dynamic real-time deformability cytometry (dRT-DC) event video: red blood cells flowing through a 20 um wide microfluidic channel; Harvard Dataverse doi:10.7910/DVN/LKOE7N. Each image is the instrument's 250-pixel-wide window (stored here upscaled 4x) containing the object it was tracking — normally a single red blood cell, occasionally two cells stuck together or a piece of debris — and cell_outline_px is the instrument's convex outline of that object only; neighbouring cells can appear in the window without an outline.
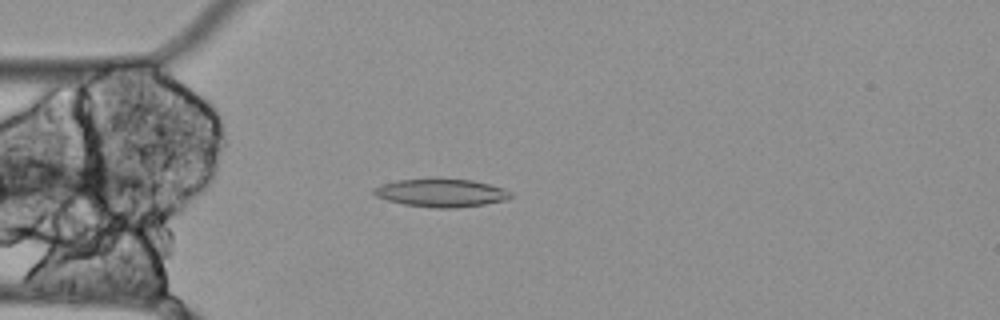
{"species": "Egyptian fruit bat (a non-hibernating species)", "species_latin": "Rousettus aegyptiacus", "temperature_condition": "cold", "stored_images_in_passage": 44, "camera_frame_rate_fps": 3000, "um_per_image_px": 0.085, "animal": {"sex": "female"}, "frame": {"image": 1, "passage_image": 3, "time_ms": 0.667, "image_size_px": [1000, 320], "cell_outline_px": [[512, 196], [504, 200], [484, 204], [456, 208], [436, 208], [404, 204], [388, 200], [376, 196], [372, 192], [372, 188], [380, 184], [396, 180], [472, 180], [504, 188], [512, 192]], "centroid_in_image_um": [37.48, 16.41], "position_along_channel_um": 47.5, "area_um2": 21.96}}
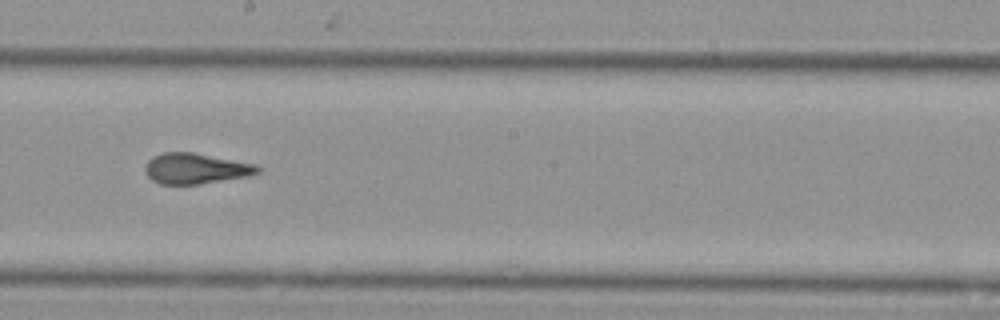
{"frame": {"image": 2, "passage_image": 19, "time_ms": 6.0, "image_size_px": [1000, 320], "cell_outline_px": [[260, 172], [248, 176], [200, 184], [160, 184], [152, 180], [148, 176], [144, 168], [148, 160], [152, 156], [164, 152], [192, 152], [256, 164], [260, 168]], "centroid_in_image_um": [16.62, 14.32], "position_along_channel_um": 231.6, "area_um2": 20.06}}
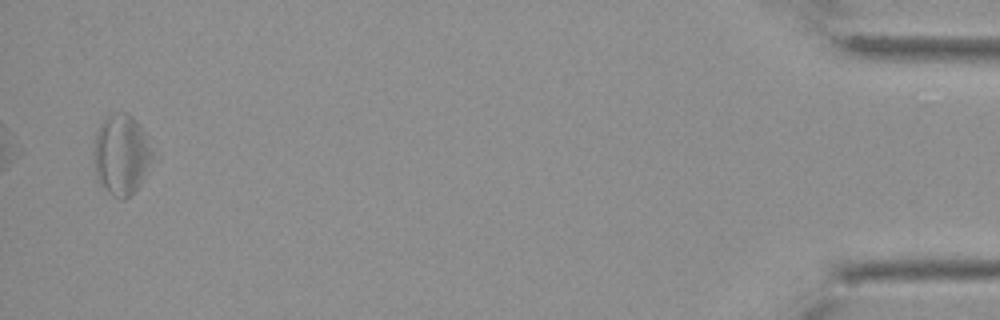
{"frame": {"image": 3, "passage_image": 43, "time_ms": 14.0, "image_size_px": [1000, 320], "cell_outline_px": [[152, 156], [140, 184], [124, 200], [120, 200], [108, 192], [100, 184], [96, 176], [92, 152], [96, 132], [100, 124], [112, 112], [128, 112], [136, 120], [152, 152]], "centroid_in_image_um": [10.24, 13.14], "position_along_channel_um": 425.0, "area_um2": 27.11}, "authors_computed_cell_mechanics": {"area_um2": 21.8773, "velocity_mm_per_s": 3.4733, "shape_relaxation_time_tau1_ms": null, "shape_relaxation_time_tau2_ms": 4.6193, "deformation_change_tau1": null, "deformation_change_tau2": 0.0803}}